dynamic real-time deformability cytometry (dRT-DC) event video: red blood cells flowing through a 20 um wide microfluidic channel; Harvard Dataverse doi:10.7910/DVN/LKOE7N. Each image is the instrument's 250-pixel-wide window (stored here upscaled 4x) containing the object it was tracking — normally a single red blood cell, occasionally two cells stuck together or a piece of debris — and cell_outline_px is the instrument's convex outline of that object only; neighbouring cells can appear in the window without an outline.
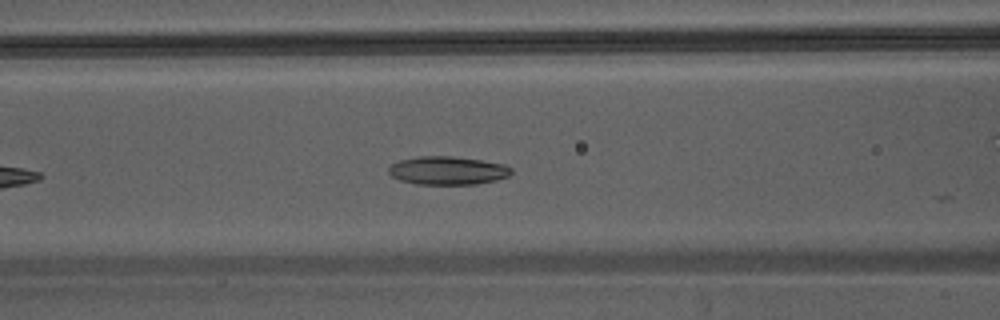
{"species": "Egyptian fruit bat (a non-hibernating species)", "species_latin": "Rousettus aegyptiacus", "temperature_condition": "warm", "stored_images_in_passage": 10, "camera_frame_rate_fps": 3000, "um_per_image_px": 0.085, "animal": {"sex": "male"}, "frame": {"image": 1, "passage_image": 9, "time_ms": 2.667, "image_size_px": [1000, 320], "cell_outline_px": [[512, 172], [508, 176], [496, 180], [476, 184], [416, 184], [400, 180], [392, 176], [388, 172], [388, 168], [392, 164], [400, 160], [420, 156], [452, 156], [480, 160], [504, 164], [512, 168]], "centroid_in_image_um": [38.05, 14.49], "position_along_channel_um": 128.6, "area_um2": 20.17}}